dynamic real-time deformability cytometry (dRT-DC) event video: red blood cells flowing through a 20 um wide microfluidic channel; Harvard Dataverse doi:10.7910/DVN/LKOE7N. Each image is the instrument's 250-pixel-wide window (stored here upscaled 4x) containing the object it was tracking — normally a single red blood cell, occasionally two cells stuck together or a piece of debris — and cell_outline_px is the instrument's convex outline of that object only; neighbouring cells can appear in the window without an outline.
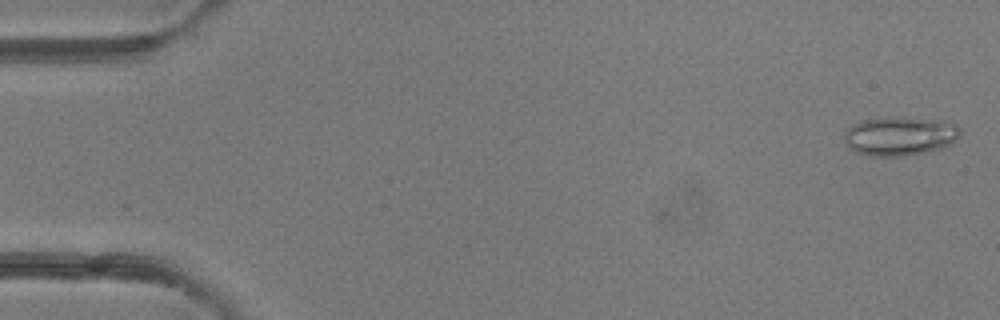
{"species": "common noctule bat (a hibernating species)", "species_latin": "Nyctalus noctula", "temperature_condition": "room temperature", "stored_images_in_passage": 49, "camera_frame_rate_fps": 3000, "um_per_image_px": 0.085, "animal": {"sex": "female"}, "frame": {"image": 1, "passage_image": 2, "time_ms": 0.333, "image_size_px": [1000, 320], "cell_outline_px": [[960, 132], [956, 140], [952, 144], [940, 148], [924, 152], [900, 156], [872, 156], [856, 152], [848, 148], [844, 140], [844, 132], [852, 124], [864, 120], [896, 116], [904, 116], [944, 120], [956, 124], [960, 128]], "centroid_in_image_um": [76.49, 11.54], "position_along_channel_um": 8.5, "area_um2": 26.65}}
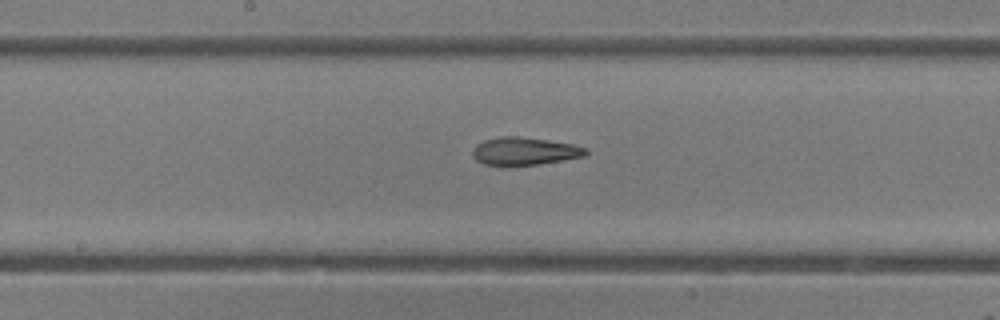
{"frame": {"image": 2, "passage_image": 26, "time_ms": 8.333, "image_size_px": [1000, 320], "cell_outline_px": [[588, 152], [584, 156], [540, 164], [484, 164], [476, 160], [472, 156], [472, 148], [476, 144], [484, 140], [500, 136], [520, 136], [548, 140], [572, 144], [588, 148]], "centroid_in_image_um": [44.57, 12.82], "position_along_channel_um": 203.6, "area_um2": 18.15}}
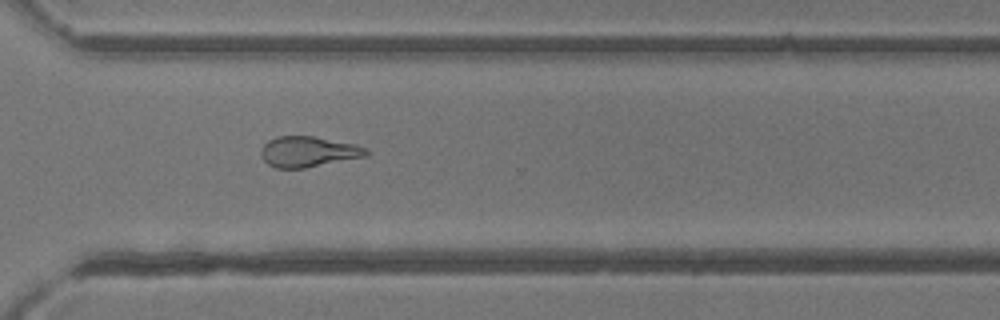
{"frame": {"image": 3, "passage_image": 36, "time_ms": 11.667, "image_size_px": [1000, 320], "cell_outline_px": [[368, 156], [304, 168], [276, 168], [268, 164], [264, 160], [260, 152], [264, 144], [268, 140], [276, 136], [312, 136], [356, 144], [368, 148]], "centroid_in_image_um": [26.22, 12.89], "position_along_channel_um": 344.4, "area_um2": 18.79}, "authors_computed_cell_mechanics": {"area_um2": 20.1722, "velocity_mm_per_s": 4.2469, "shape_relaxation_time_tau1_ms": null, "shape_relaxation_time_tau2_ms": 4.7525, "deformation_change_tau1": null, "deformation_change_tau2": 0.1532}}